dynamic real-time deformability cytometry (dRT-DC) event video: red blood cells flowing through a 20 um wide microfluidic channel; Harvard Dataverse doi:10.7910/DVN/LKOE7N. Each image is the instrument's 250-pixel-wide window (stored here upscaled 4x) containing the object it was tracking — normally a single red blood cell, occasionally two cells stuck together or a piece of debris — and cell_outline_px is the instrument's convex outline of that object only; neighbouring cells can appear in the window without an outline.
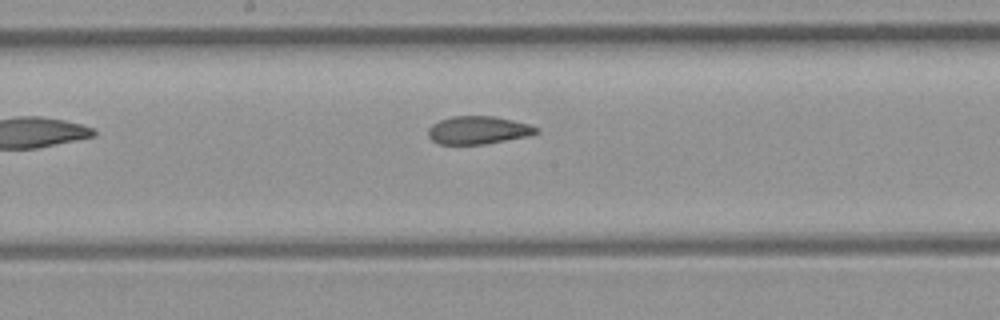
{"species": "common noctule bat (a hibernating species)", "species_latin": "Nyctalus noctula", "temperature_condition": "room temperature", "stored_images_in_passage": 7, "camera_frame_rate_fps": 3000, "um_per_image_px": 0.085, "animal": {"sex": "female", "body_mass_g": 21.9}, "frame": {"image": 1, "passage_image": 7, "time_ms": 8.0, "image_size_px": [1000, 320], "cell_outline_px": [[540, 132], [528, 136], [484, 144], [440, 144], [432, 140], [428, 136], [428, 128], [432, 124], [440, 120], [452, 116], [492, 116], [512, 120], [528, 124], [540, 128]], "centroid_in_image_um": [40.65, 11.06], "position_along_channel_um": 207.6, "area_um2": 17.57}}